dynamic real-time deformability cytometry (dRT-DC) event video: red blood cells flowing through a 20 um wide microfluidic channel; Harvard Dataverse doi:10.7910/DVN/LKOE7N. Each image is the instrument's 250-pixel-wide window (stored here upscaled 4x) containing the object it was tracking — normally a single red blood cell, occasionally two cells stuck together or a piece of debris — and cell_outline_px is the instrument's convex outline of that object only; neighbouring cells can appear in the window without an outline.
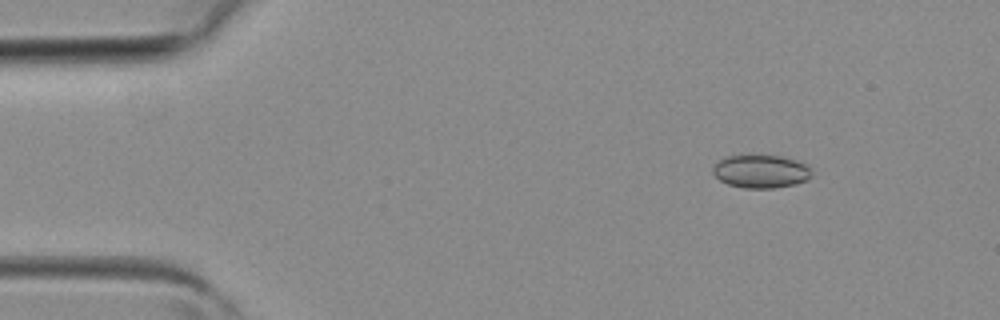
{"species": "common noctule bat (a hibernating species)", "species_latin": "Nyctalus noctula", "temperature_condition": "room temperature", "stored_images_in_passage": 3, "camera_frame_rate_fps": 3000, "um_per_image_px": 0.085, "animal": {"sex": "female", "body_mass_g": 19.3, "forearm_length_mm": 54.1}, "frame": {"image": 1, "passage_image": 1, "time_ms": 0.0, "image_size_px": [1000, 320], "cell_outline_px": [[812, 176], [808, 180], [796, 184], [776, 188], [744, 188], [728, 184], [720, 180], [712, 172], [712, 168], [724, 156], [740, 152], [748, 152], [784, 156], [808, 164], [812, 172]], "centroid_in_image_um": [64.68, 14.51], "position_along_channel_um": 20.3, "area_um2": 20.17}}
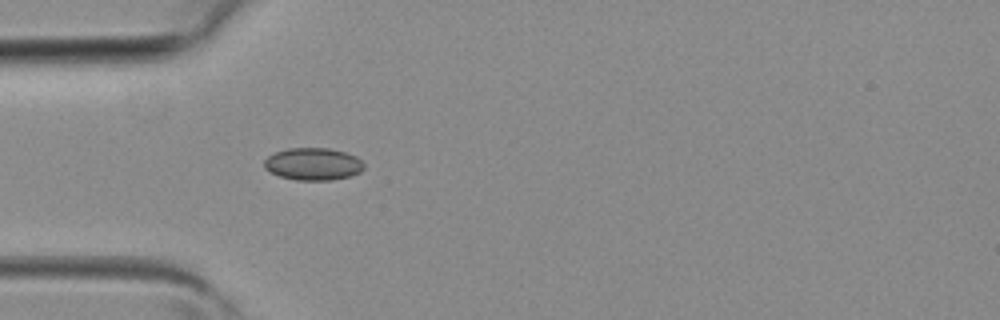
{"frame": {"image": 2, "passage_image": 3, "time_ms": 0.667, "image_size_px": [1000, 320], "cell_outline_px": [[364, 168], [360, 172], [348, 176], [332, 180], [296, 180], [280, 176], [268, 172], [264, 168], [264, 160], [268, 156], [276, 152], [288, 148], [328, 148], [344, 152], [356, 156], [364, 164]], "centroid_in_image_um": [26.59, 13.94], "position_along_channel_um": 58.4, "area_um2": 18.79}}